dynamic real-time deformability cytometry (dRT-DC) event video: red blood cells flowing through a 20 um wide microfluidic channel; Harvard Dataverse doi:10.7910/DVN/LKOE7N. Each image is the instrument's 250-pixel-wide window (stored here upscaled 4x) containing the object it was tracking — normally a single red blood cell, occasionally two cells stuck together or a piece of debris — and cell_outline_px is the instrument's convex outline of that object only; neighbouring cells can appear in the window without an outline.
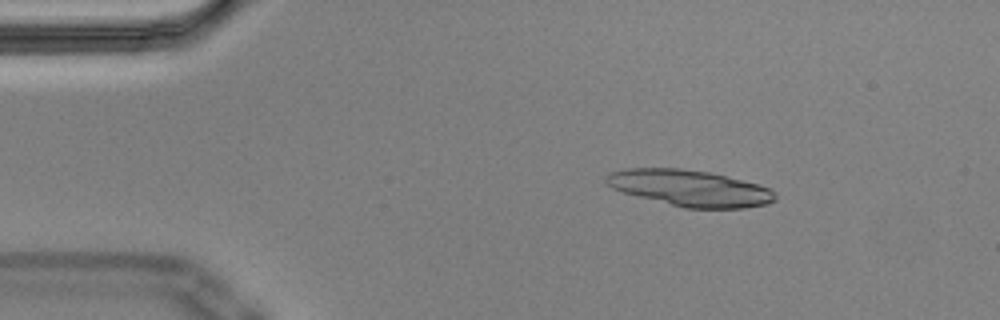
{"species": "Egyptian fruit bat (a non-hibernating species)", "species_latin": "Rousettus aegyptiacus", "temperature_condition": "cold", "stored_images_in_passage": 30, "segment_of_instrument_passage": [1, 2], "camera_frame_rate_fps": 3000, "um_per_image_px": 0.085, "animal": {"sex": "male"}, "frame": {"image": 1, "passage_image": 8, "time_ms": 2.333, "image_size_px": [1000, 320], "cell_outline_px": [[776, 200], [768, 204], [744, 208], [684, 208], [624, 192], [612, 188], [604, 180], [604, 176], [608, 172], [628, 168], [680, 168], [708, 172], [760, 184], [776, 192]], "centroid_in_image_um": [58.65, 15.98], "position_along_channel_um": 26.4, "area_um2": 35.66}}